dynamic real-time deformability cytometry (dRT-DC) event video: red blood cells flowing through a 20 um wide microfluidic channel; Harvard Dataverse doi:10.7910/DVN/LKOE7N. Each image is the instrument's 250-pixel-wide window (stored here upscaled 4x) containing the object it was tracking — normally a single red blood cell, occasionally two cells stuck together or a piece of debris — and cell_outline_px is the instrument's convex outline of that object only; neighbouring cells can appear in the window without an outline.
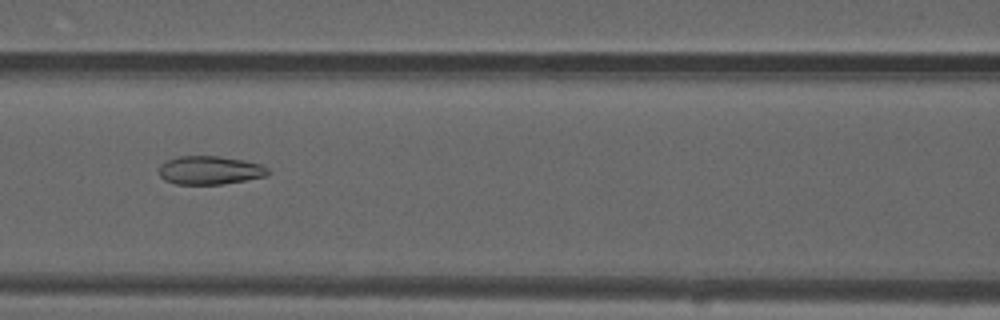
{"species": "common noctule bat (a hibernating species)", "species_latin": "Nyctalus noctula", "temperature_condition": "warm", "stored_images_in_passage": 45, "camera_frame_rate_fps": 3000, "um_per_image_px": 0.085, "animal": {"sex": "male", "forearm_length_mm": 52.5}, "frame": {"image": 1, "passage_image": 14, "time_ms": 4.333, "image_size_px": [1000, 320], "cell_outline_px": [[268, 176], [220, 184], [176, 184], [164, 180], [160, 176], [160, 164], [168, 160], [180, 156], [220, 156], [244, 160], [260, 164], [268, 168]], "centroid_in_image_um": [17.84, 14.47], "position_along_channel_um": 148.8, "area_um2": 17.98}}
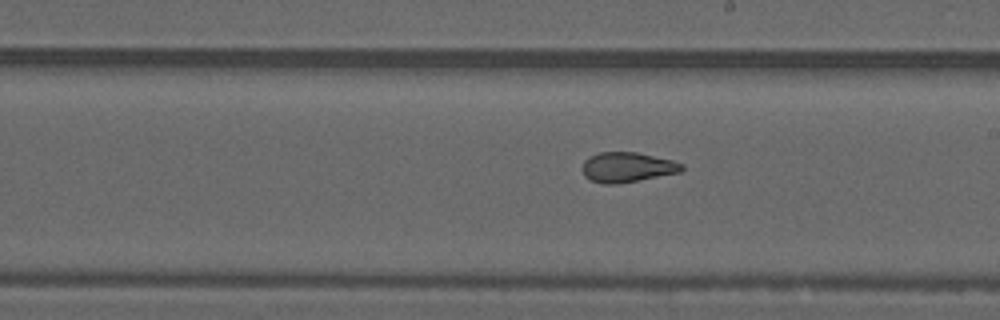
{"frame": {"image": 2, "passage_image": 21, "time_ms": 6.667, "image_size_px": [1000, 320], "cell_outline_px": [[684, 168], [680, 172], [640, 180], [616, 184], [604, 184], [592, 180], [584, 176], [584, 160], [588, 156], [600, 152], [636, 152], [672, 160], [684, 164]], "centroid_in_image_um": [53.33, 14.21], "position_along_channel_um": 235.7, "area_um2": 17.28}}
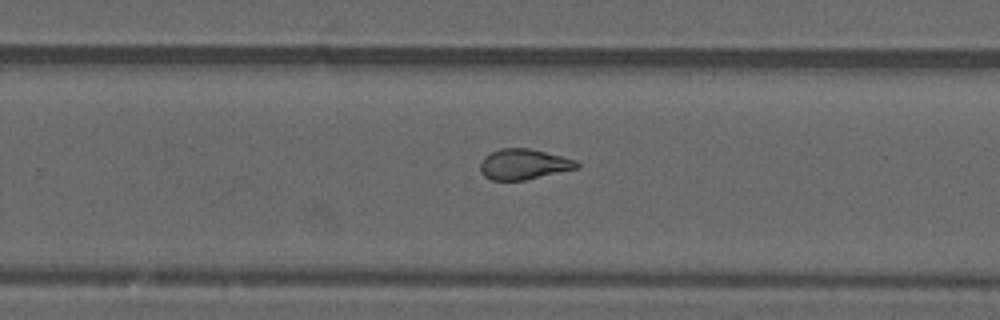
{"frame": {"image": 3, "passage_image": 25, "time_ms": 8.0, "image_size_px": [1000, 320], "cell_outline_px": [[580, 168], [524, 180], [492, 180], [484, 176], [480, 172], [480, 164], [484, 156], [500, 148], [528, 148], [564, 156], [576, 160], [580, 164]], "centroid_in_image_um": [44.54, 13.96], "position_along_channel_um": 285.3, "area_um2": 17.28}, "authors_computed_cell_mechanics": {"area_um2": 18.0914, "velocity_mm_per_s": 3.7431, "shape_relaxation_time_tau1_ms": null, "shape_relaxation_time_tau2_ms": 1.7478, "deformation_change_tau1": null, "deformation_change_tau2": 0.0894}}